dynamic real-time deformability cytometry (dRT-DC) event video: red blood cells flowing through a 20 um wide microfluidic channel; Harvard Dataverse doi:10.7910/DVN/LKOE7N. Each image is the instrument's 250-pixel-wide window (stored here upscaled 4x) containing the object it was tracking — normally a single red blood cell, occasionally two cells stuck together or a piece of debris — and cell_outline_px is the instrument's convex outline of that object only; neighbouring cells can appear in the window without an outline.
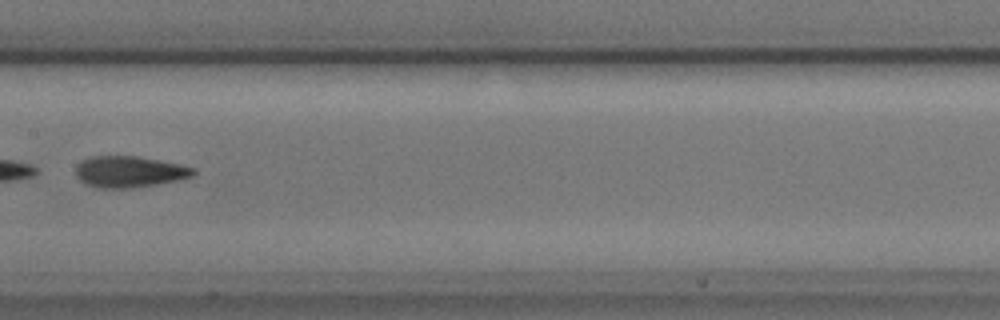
{"species": "common noctule bat (a hibernating species)", "species_latin": "Nyctalus noctula", "temperature_condition": "cold", "stored_images_in_passage": 5, "camera_frame_rate_fps": 3000, "um_per_image_px": 0.085, "animal": {"sex": "male", "body_mass_g": 17.9, "forearm_length_mm": 54.2}, "frame": {"image": 1, "passage_image": 5, "time_ms": 5.0, "image_size_px": [1000, 320], "cell_outline_px": [[196, 172], [192, 176], [176, 180], [156, 184], [132, 188], [96, 188], [84, 184], [76, 176], [76, 168], [84, 160], [92, 156], [136, 156], [160, 160], [180, 164], [196, 168]], "centroid_in_image_um": [11.0, 14.6], "position_along_channel_um": 196.4, "area_um2": 21.39}}